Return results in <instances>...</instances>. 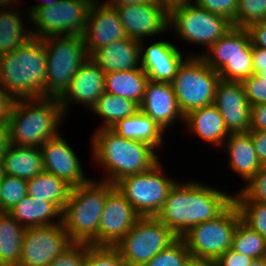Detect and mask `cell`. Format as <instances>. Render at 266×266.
<instances>
[{"label": "cell", "instance_id": "obj_1", "mask_svg": "<svg viewBox=\"0 0 266 266\" xmlns=\"http://www.w3.org/2000/svg\"><path fill=\"white\" fill-rule=\"evenodd\" d=\"M206 183L178 178L155 217L178 237L201 222L217 218L234 202V191Z\"/></svg>", "mask_w": 266, "mask_h": 266}, {"label": "cell", "instance_id": "obj_2", "mask_svg": "<svg viewBox=\"0 0 266 266\" xmlns=\"http://www.w3.org/2000/svg\"><path fill=\"white\" fill-rule=\"evenodd\" d=\"M91 135V161L103 168L104 175L97 180L115 184L125 176L150 170L162 159L147 143L123 138L112 129L95 130Z\"/></svg>", "mask_w": 266, "mask_h": 266}, {"label": "cell", "instance_id": "obj_3", "mask_svg": "<svg viewBox=\"0 0 266 266\" xmlns=\"http://www.w3.org/2000/svg\"><path fill=\"white\" fill-rule=\"evenodd\" d=\"M47 63L42 39L31 38L0 56V86L16 100L46 98Z\"/></svg>", "mask_w": 266, "mask_h": 266}, {"label": "cell", "instance_id": "obj_4", "mask_svg": "<svg viewBox=\"0 0 266 266\" xmlns=\"http://www.w3.org/2000/svg\"><path fill=\"white\" fill-rule=\"evenodd\" d=\"M65 117L58 98L18 99L8 120L10 144L40 148L61 132Z\"/></svg>", "mask_w": 266, "mask_h": 266}, {"label": "cell", "instance_id": "obj_5", "mask_svg": "<svg viewBox=\"0 0 266 266\" xmlns=\"http://www.w3.org/2000/svg\"><path fill=\"white\" fill-rule=\"evenodd\" d=\"M114 184L93 177L88 183L72 187L62 211V224L69 239L98 246V228L107 195Z\"/></svg>", "mask_w": 266, "mask_h": 266}, {"label": "cell", "instance_id": "obj_6", "mask_svg": "<svg viewBox=\"0 0 266 266\" xmlns=\"http://www.w3.org/2000/svg\"><path fill=\"white\" fill-rule=\"evenodd\" d=\"M232 27V22L226 17L211 13L193 1L169 7L168 35L184 44L205 48L199 53L191 51L193 54L189 52V56H201Z\"/></svg>", "mask_w": 266, "mask_h": 266}, {"label": "cell", "instance_id": "obj_7", "mask_svg": "<svg viewBox=\"0 0 266 266\" xmlns=\"http://www.w3.org/2000/svg\"><path fill=\"white\" fill-rule=\"evenodd\" d=\"M42 41L47 63L46 97L59 98L80 66L90 57L83 36H49Z\"/></svg>", "mask_w": 266, "mask_h": 266}, {"label": "cell", "instance_id": "obj_8", "mask_svg": "<svg viewBox=\"0 0 266 266\" xmlns=\"http://www.w3.org/2000/svg\"><path fill=\"white\" fill-rule=\"evenodd\" d=\"M241 220L239 209L233 202L217 218L190 228L181 238L191 258L214 263L231 249L235 230Z\"/></svg>", "mask_w": 266, "mask_h": 266}, {"label": "cell", "instance_id": "obj_9", "mask_svg": "<svg viewBox=\"0 0 266 266\" xmlns=\"http://www.w3.org/2000/svg\"><path fill=\"white\" fill-rule=\"evenodd\" d=\"M219 80L218 72L201 56H187L171 82L182 114L214 104Z\"/></svg>", "mask_w": 266, "mask_h": 266}, {"label": "cell", "instance_id": "obj_10", "mask_svg": "<svg viewBox=\"0 0 266 266\" xmlns=\"http://www.w3.org/2000/svg\"><path fill=\"white\" fill-rule=\"evenodd\" d=\"M162 159L150 170L128 175L114 185L140 217H155L178 181L165 173Z\"/></svg>", "mask_w": 266, "mask_h": 266}, {"label": "cell", "instance_id": "obj_11", "mask_svg": "<svg viewBox=\"0 0 266 266\" xmlns=\"http://www.w3.org/2000/svg\"><path fill=\"white\" fill-rule=\"evenodd\" d=\"M94 0H59L50 7H37L27 17L33 38L83 36ZM32 24V26L30 25Z\"/></svg>", "mask_w": 266, "mask_h": 266}, {"label": "cell", "instance_id": "obj_12", "mask_svg": "<svg viewBox=\"0 0 266 266\" xmlns=\"http://www.w3.org/2000/svg\"><path fill=\"white\" fill-rule=\"evenodd\" d=\"M178 236L156 217H140L116 244L126 266H144Z\"/></svg>", "mask_w": 266, "mask_h": 266}, {"label": "cell", "instance_id": "obj_13", "mask_svg": "<svg viewBox=\"0 0 266 266\" xmlns=\"http://www.w3.org/2000/svg\"><path fill=\"white\" fill-rule=\"evenodd\" d=\"M72 243L62 223L28 227L18 266H48Z\"/></svg>", "mask_w": 266, "mask_h": 266}, {"label": "cell", "instance_id": "obj_14", "mask_svg": "<svg viewBox=\"0 0 266 266\" xmlns=\"http://www.w3.org/2000/svg\"><path fill=\"white\" fill-rule=\"evenodd\" d=\"M116 10L131 39L148 42L168 34L169 8L165 4H130L116 7Z\"/></svg>", "mask_w": 266, "mask_h": 266}, {"label": "cell", "instance_id": "obj_15", "mask_svg": "<svg viewBox=\"0 0 266 266\" xmlns=\"http://www.w3.org/2000/svg\"><path fill=\"white\" fill-rule=\"evenodd\" d=\"M61 133L49 138L40 147L43 169L63 179L72 187L88 183L93 177L86 176L84 164Z\"/></svg>", "mask_w": 266, "mask_h": 266}, {"label": "cell", "instance_id": "obj_16", "mask_svg": "<svg viewBox=\"0 0 266 266\" xmlns=\"http://www.w3.org/2000/svg\"><path fill=\"white\" fill-rule=\"evenodd\" d=\"M104 92L105 72L89 58L80 66L69 87L58 98V101L67 119V113L70 116L71 111L69 109L72 104L74 107L76 104H80L84 110L88 108L87 111H89Z\"/></svg>", "mask_w": 266, "mask_h": 266}, {"label": "cell", "instance_id": "obj_17", "mask_svg": "<svg viewBox=\"0 0 266 266\" xmlns=\"http://www.w3.org/2000/svg\"><path fill=\"white\" fill-rule=\"evenodd\" d=\"M140 218L115 187L106 197L98 228V246L115 247Z\"/></svg>", "mask_w": 266, "mask_h": 266}, {"label": "cell", "instance_id": "obj_18", "mask_svg": "<svg viewBox=\"0 0 266 266\" xmlns=\"http://www.w3.org/2000/svg\"><path fill=\"white\" fill-rule=\"evenodd\" d=\"M128 37L116 8L94 0L89 9L83 34L89 57L99 48Z\"/></svg>", "mask_w": 266, "mask_h": 266}, {"label": "cell", "instance_id": "obj_19", "mask_svg": "<svg viewBox=\"0 0 266 266\" xmlns=\"http://www.w3.org/2000/svg\"><path fill=\"white\" fill-rule=\"evenodd\" d=\"M146 45V40L140 41L141 68L149 80L171 83L178 67L189 56L174 42L166 39L154 41ZM185 54L183 55V53Z\"/></svg>", "mask_w": 266, "mask_h": 266}, {"label": "cell", "instance_id": "obj_20", "mask_svg": "<svg viewBox=\"0 0 266 266\" xmlns=\"http://www.w3.org/2000/svg\"><path fill=\"white\" fill-rule=\"evenodd\" d=\"M214 105L229 133L250 131L251 106L241 82L220 79L215 90Z\"/></svg>", "mask_w": 266, "mask_h": 266}, {"label": "cell", "instance_id": "obj_21", "mask_svg": "<svg viewBox=\"0 0 266 266\" xmlns=\"http://www.w3.org/2000/svg\"><path fill=\"white\" fill-rule=\"evenodd\" d=\"M139 109L159 124L166 134L176 122L184 125V115L178 106L171 83L149 80Z\"/></svg>", "mask_w": 266, "mask_h": 266}, {"label": "cell", "instance_id": "obj_22", "mask_svg": "<svg viewBox=\"0 0 266 266\" xmlns=\"http://www.w3.org/2000/svg\"><path fill=\"white\" fill-rule=\"evenodd\" d=\"M201 57L216 72H219L236 57H253L250 32L248 29L233 26L212 44Z\"/></svg>", "mask_w": 266, "mask_h": 266}, {"label": "cell", "instance_id": "obj_23", "mask_svg": "<svg viewBox=\"0 0 266 266\" xmlns=\"http://www.w3.org/2000/svg\"><path fill=\"white\" fill-rule=\"evenodd\" d=\"M184 130L192 136L208 143L212 148L221 150L225 140L230 133L225 125L224 119L218 112L217 107L212 104L195 109L184 116Z\"/></svg>", "mask_w": 266, "mask_h": 266}, {"label": "cell", "instance_id": "obj_24", "mask_svg": "<svg viewBox=\"0 0 266 266\" xmlns=\"http://www.w3.org/2000/svg\"><path fill=\"white\" fill-rule=\"evenodd\" d=\"M90 59L105 73L141 68L140 42L129 37L97 49Z\"/></svg>", "mask_w": 266, "mask_h": 266}, {"label": "cell", "instance_id": "obj_25", "mask_svg": "<svg viewBox=\"0 0 266 266\" xmlns=\"http://www.w3.org/2000/svg\"><path fill=\"white\" fill-rule=\"evenodd\" d=\"M21 1L6 0L0 6V56L13 52L32 38L30 27L24 22L29 14L25 9L21 13L17 8Z\"/></svg>", "mask_w": 266, "mask_h": 266}, {"label": "cell", "instance_id": "obj_26", "mask_svg": "<svg viewBox=\"0 0 266 266\" xmlns=\"http://www.w3.org/2000/svg\"><path fill=\"white\" fill-rule=\"evenodd\" d=\"M226 150L229 169L245 184L263 165L260 163L249 132L230 133L221 150Z\"/></svg>", "mask_w": 266, "mask_h": 266}, {"label": "cell", "instance_id": "obj_27", "mask_svg": "<svg viewBox=\"0 0 266 266\" xmlns=\"http://www.w3.org/2000/svg\"><path fill=\"white\" fill-rule=\"evenodd\" d=\"M111 129L123 138L147 143L159 154L160 149L162 148L161 151H163L165 146L164 137L168 135L159 124L140 109L132 116L120 120Z\"/></svg>", "mask_w": 266, "mask_h": 266}, {"label": "cell", "instance_id": "obj_28", "mask_svg": "<svg viewBox=\"0 0 266 266\" xmlns=\"http://www.w3.org/2000/svg\"><path fill=\"white\" fill-rule=\"evenodd\" d=\"M42 152L33 146L10 144L0 160V173L30 180L43 171Z\"/></svg>", "mask_w": 266, "mask_h": 266}, {"label": "cell", "instance_id": "obj_29", "mask_svg": "<svg viewBox=\"0 0 266 266\" xmlns=\"http://www.w3.org/2000/svg\"><path fill=\"white\" fill-rule=\"evenodd\" d=\"M8 213L25 228L62 223V211L52 202L26 195Z\"/></svg>", "mask_w": 266, "mask_h": 266}, {"label": "cell", "instance_id": "obj_30", "mask_svg": "<svg viewBox=\"0 0 266 266\" xmlns=\"http://www.w3.org/2000/svg\"><path fill=\"white\" fill-rule=\"evenodd\" d=\"M148 81L142 68L108 72L105 73V92L132 100L140 106Z\"/></svg>", "mask_w": 266, "mask_h": 266}, {"label": "cell", "instance_id": "obj_31", "mask_svg": "<svg viewBox=\"0 0 266 266\" xmlns=\"http://www.w3.org/2000/svg\"><path fill=\"white\" fill-rule=\"evenodd\" d=\"M72 186L52 173L43 170L27 180V195L54 203L61 211L65 207Z\"/></svg>", "mask_w": 266, "mask_h": 266}, {"label": "cell", "instance_id": "obj_32", "mask_svg": "<svg viewBox=\"0 0 266 266\" xmlns=\"http://www.w3.org/2000/svg\"><path fill=\"white\" fill-rule=\"evenodd\" d=\"M25 230L8 212L0 213V266H18Z\"/></svg>", "mask_w": 266, "mask_h": 266}, {"label": "cell", "instance_id": "obj_33", "mask_svg": "<svg viewBox=\"0 0 266 266\" xmlns=\"http://www.w3.org/2000/svg\"><path fill=\"white\" fill-rule=\"evenodd\" d=\"M137 110L139 106L134 101L104 92L90 113L101 119L102 123L96 129L99 130L111 129L120 120L132 116Z\"/></svg>", "mask_w": 266, "mask_h": 266}, {"label": "cell", "instance_id": "obj_34", "mask_svg": "<svg viewBox=\"0 0 266 266\" xmlns=\"http://www.w3.org/2000/svg\"><path fill=\"white\" fill-rule=\"evenodd\" d=\"M231 249L253 259L262 258L266 256V240L241 220L235 230Z\"/></svg>", "mask_w": 266, "mask_h": 266}, {"label": "cell", "instance_id": "obj_35", "mask_svg": "<svg viewBox=\"0 0 266 266\" xmlns=\"http://www.w3.org/2000/svg\"><path fill=\"white\" fill-rule=\"evenodd\" d=\"M27 195V180L0 173V210L8 212Z\"/></svg>", "mask_w": 266, "mask_h": 266}, {"label": "cell", "instance_id": "obj_36", "mask_svg": "<svg viewBox=\"0 0 266 266\" xmlns=\"http://www.w3.org/2000/svg\"><path fill=\"white\" fill-rule=\"evenodd\" d=\"M258 22H266V0H238V10L232 25L248 29Z\"/></svg>", "mask_w": 266, "mask_h": 266}, {"label": "cell", "instance_id": "obj_37", "mask_svg": "<svg viewBox=\"0 0 266 266\" xmlns=\"http://www.w3.org/2000/svg\"><path fill=\"white\" fill-rule=\"evenodd\" d=\"M190 259L191 255L184 240L178 237L144 266H185Z\"/></svg>", "mask_w": 266, "mask_h": 266}, {"label": "cell", "instance_id": "obj_38", "mask_svg": "<svg viewBox=\"0 0 266 266\" xmlns=\"http://www.w3.org/2000/svg\"><path fill=\"white\" fill-rule=\"evenodd\" d=\"M242 221L266 240V204L257 201H234Z\"/></svg>", "mask_w": 266, "mask_h": 266}, {"label": "cell", "instance_id": "obj_39", "mask_svg": "<svg viewBox=\"0 0 266 266\" xmlns=\"http://www.w3.org/2000/svg\"><path fill=\"white\" fill-rule=\"evenodd\" d=\"M234 201H257L266 204V166H262L241 188Z\"/></svg>", "mask_w": 266, "mask_h": 266}, {"label": "cell", "instance_id": "obj_40", "mask_svg": "<svg viewBox=\"0 0 266 266\" xmlns=\"http://www.w3.org/2000/svg\"><path fill=\"white\" fill-rule=\"evenodd\" d=\"M85 266H126L115 247L91 246L87 243Z\"/></svg>", "mask_w": 266, "mask_h": 266}, {"label": "cell", "instance_id": "obj_41", "mask_svg": "<svg viewBox=\"0 0 266 266\" xmlns=\"http://www.w3.org/2000/svg\"><path fill=\"white\" fill-rule=\"evenodd\" d=\"M218 74L222 80L242 82L254 74L253 57H236L228 62Z\"/></svg>", "mask_w": 266, "mask_h": 266}, {"label": "cell", "instance_id": "obj_42", "mask_svg": "<svg viewBox=\"0 0 266 266\" xmlns=\"http://www.w3.org/2000/svg\"><path fill=\"white\" fill-rule=\"evenodd\" d=\"M87 243L73 242L48 266H85Z\"/></svg>", "mask_w": 266, "mask_h": 266}, {"label": "cell", "instance_id": "obj_43", "mask_svg": "<svg viewBox=\"0 0 266 266\" xmlns=\"http://www.w3.org/2000/svg\"><path fill=\"white\" fill-rule=\"evenodd\" d=\"M197 6L226 17L233 22L238 10V0H192Z\"/></svg>", "mask_w": 266, "mask_h": 266}, {"label": "cell", "instance_id": "obj_44", "mask_svg": "<svg viewBox=\"0 0 266 266\" xmlns=\"http://www.w3.org/2000/svg\"><path fill=\"white\" fill-rule=\"evenodd\" d=\"M241 83L250 106L266 103V80L258 74H252Z\"/></svg>", "mask_w": 266, "mask_h": 266}, {"label": "cell", "instance_id": "obj_45", "mask_svg": "<svg viewBox=\"0 0 266 266\" xmlns=\"http://www.w3.org/2000/svg\"><path fill=\"white\" fill-rule=\"evenodd\" d=\"M253 258L240 254L232 249L223 253L213 264V266H249Z\"/></svg>", "mask_w": 266, "mask_h": 266}, {"label": "cell", "instance_id": "obj_46", "mask_svg": "<svg viewBox=\"0 0 266 266\" xmlns=\"http://www.w3.org/2000/svg\"><path fill=\"white\" fill-rule=\"evenodd\" d=\"M266 130V103L251 106L250 131Z\"/></svg>", "mask_w": 266, "mask_h": 266}, {"label": "cell", "instance_id": "obj_47", "mask_svg": "<svg viewBox=\"0 0 266 266\" xmlns=\"http://www.w3.org/2000/svg\"><path fill=\"white\" fill-rule=\"evenodd\" d=\"M16 99L0 86V124H8V120Z\"/></svg>", "mask_w": 266, "mask_h": 266}, {"label": "cell", "instance_id": "obj_48", "mask_svg": "<svg viewBox=\"0 0 266 266\" xmlns=\"http://www.w3.org/2000/svg\"><path fill=\"white\" fill-rule=\"evenodd\" d=\"M249 133L260 163L266 166V130L249 131Z\"/></svg>", "mask_w": 266, "mask_h": 266}, {"label": "cell", "instance_id": "obj_49", "mask_svg": "<svg viewBox=\"0 0 266 266\" xmlns=\"http://www.w3.org/2000/svg\"><path fill=\"white\" fill-rule=\"evenodd\" d=\"M248 31L252 39V44L257 47L266 49V22L252 24Z\"/></svg>", "mask_w": 266, "mask_h": 266}, {"label": "cell", "instance_id": "obj_50", "mask_svg": "<svg viewBox=\"0 0 266 266\" xmlns=\"http://www.w3.org/2000/svg\"><path fill=\"white\" fill-rule=\"evenodd\" d=\"M254 74H259L266 69V49L253 45Z\"/></svg>", "mask_w": 266, "mask_h": 266}, {"label": "cell", "instance_id": "obj_51", "mask_svg": "<svg viewBox=\"0 0 266 266\" xmlns=\"http://www.w3.org/2000/svg\"><path fill=\"white\" fill-rule=\"evenodd\" d=\"M109 7H119L130 4H157L159 0H102Z\"/></svg>", "mask_w": 266, "mask_h": 266}, {"label": "cell", "instance_id": "obj_52", "mask_svg": "<svg viewBox=\"0 0 266 266\" xmlns=\"http://www.w3.org/2000/svg\"><path fill=\"white\" fill-rule=\"evenodd\" d=\"M10 146L9 127L8 124H0V160L2 155Z\"/></svg>", "mask_w": 266, "mask_h": 266}, {"label": "cell", "instance_id": "obj_53", "mask_svg": "<svg viewBox=\"0 0 266 266\" xmlns=\"http://www.w3.org/2000/svg\"><path fill=\"white\" fill-rule=\"evenodd\" d=\"M58 1L59 0H41V2H39V4L37 3L35 5L33 4L32 6L30 5L25 10L28 12V14H30L37 7H50L54 3H57Z\"/></svg>", "mask_w": 266, "mask_h": 266}, {"label": "cell", "instance_id": "obj_54", "mask_svg": "<svg viewBox=\"0 0 266 266\" xmlns=\"http://www.w3.org/2000/svg\"><path fill=\"white\" fill-rule=\"evenodd\" d=\"M185 266H213V264L207 261L191 258Z\"/></svg>", "mask_w": 266, "mask_h": 266}, {"label": "cell", "instance_id": "obj_55", "mask_svg": "<svg viewBox=\"0 0 266 266\" xmlns=\"http://www.w3.org/2000/svg\"><path fill=\"white\" fill-rule=\"evenodd\" d=\"M186 1L192 0H159L160 3L165 4L168 8L176 4L184 3Z\"/></svg>", "mask_w": 266, "mask_h": 266}, {"label": "cell", "instance_id": "obj_56", "mask_svg": "<svg viewBox=\"0 0 266 266\" xmlns=\"http://www.w3.org/2000/svg\"><path fill=\"white\" fill-rule=\"evenodd\" d=\"M249 266H266V256L262 258L253 259Z\"/></svg>", "mask_w": 266, "mask_h": 266}, {"label": "cell", "instance_id": "obj_57", "mask_svg": "<svg viewBox=\"0 0 266 266\" xmlns=\"http://www.w3.org/2000/svg\"><path fill=\"white\" fill-rule=\"evenodd\" d=\"M263 80H266V69L258 74Z\"/></svg>", "mask_w": 266, "mask_h": 266}, {"label": "cell", "instance_id": "obj_58", "mask_svg": "<svg viewBox=\"0 0 266 266\" xmlns=\"http://www.w3.org/2000/svg\"><path fill=\"white\" fill-rule=\"evenodd\" d=\"M6 0H0V6L5 2Z\"/></svg>", "mask_w": 266, "mask_h": 266}]
</instances>
